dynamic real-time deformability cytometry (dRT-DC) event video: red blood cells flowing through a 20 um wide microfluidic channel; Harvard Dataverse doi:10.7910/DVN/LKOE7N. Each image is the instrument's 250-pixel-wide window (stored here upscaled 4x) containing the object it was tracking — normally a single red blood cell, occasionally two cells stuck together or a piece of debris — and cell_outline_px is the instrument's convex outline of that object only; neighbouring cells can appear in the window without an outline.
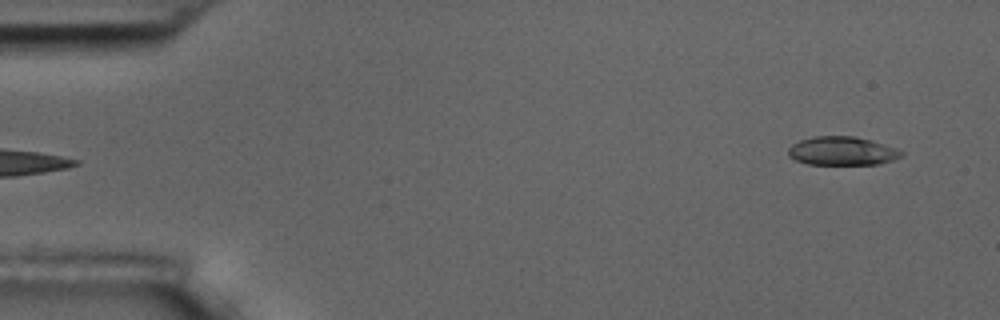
{"species": "common noctule bat (a hibernating species)", "species_latin": "Nyctalus noctula", "temperature_condition": "room temperature", "stored_images_in_passage": 5, "camera_frame_rate_fps": 3000, "um_per_image_px": 0.085, "animal": {"sex": "male", "body_mass_g": 17.5, "forearm_length_mm": 52.3}, "frame": {"image": 1, "passage_image": 5, "time_ms": 4.333, "image_size_px": [1000, 320], "cell_outline_px": [[904, 156], [880, 164], [808, 164], [796, 160], [788, 156], [788, 148], [792, 144], [800, 140], [812, 136], [852, 136], [872, 140], [896, 148], [904, 152]], "centroid_in_image_um": [71.59, 12.83], "position_along_channel_um": 13.4, "area_um2": 18.96}}